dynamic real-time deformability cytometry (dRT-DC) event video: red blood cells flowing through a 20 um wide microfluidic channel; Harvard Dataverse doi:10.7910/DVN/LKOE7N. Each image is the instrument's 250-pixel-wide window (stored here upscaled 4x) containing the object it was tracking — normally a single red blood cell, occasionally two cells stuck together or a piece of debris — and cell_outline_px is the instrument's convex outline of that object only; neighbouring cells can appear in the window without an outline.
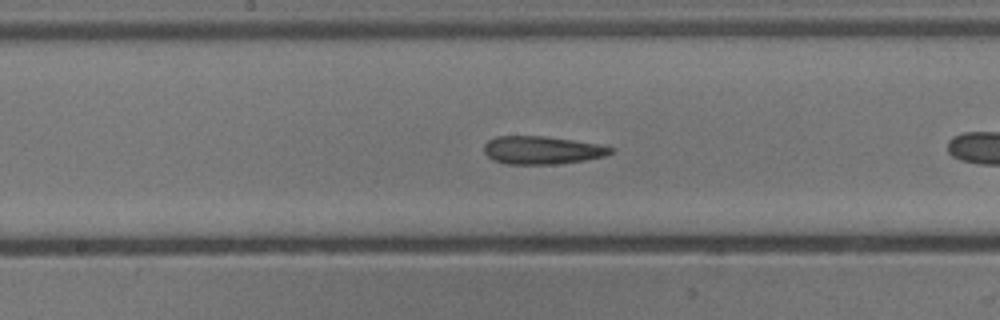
{"species": "common noctule bat (a hibernating species)", "species_latin": "Nyctalus noctula", "temperature_condition": "cold", "stored_images_in_passage": 26, "camera_frame_rate_fps": 3000, "um_per_image_px": 0.085, "animal": {"sex": "male", "body_mass_g": 13.3}, "frame": {"image": 1, "passage_image": 12, "time_ms": 3.667, "image_size_px": [1000, 320], "cell_outline_px": [[616, 148], [612, 152], [604, 156], [584, 160], [556, 164], [504, 164], [492, 160], [484, 152], [484, 144], [488, 140], [496, 136], [544, 136], [600, 144]], "centroid_in_image_um": [46.05, 12.76], "position_along_channel_um": 202.1, "area_um2": 20.75}}
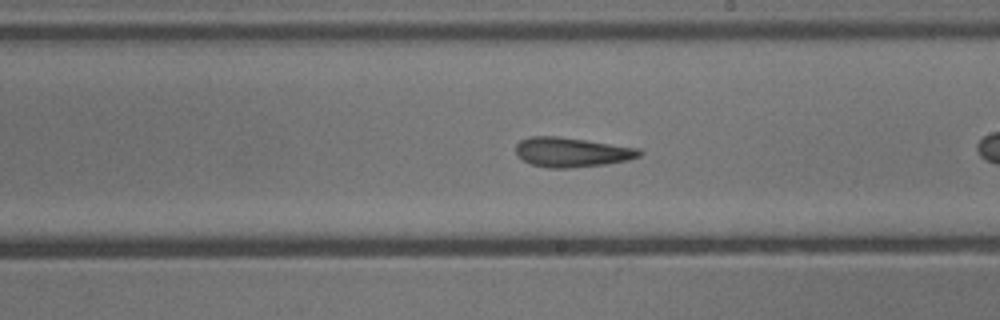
{"frame": {"image": 2, "passage_image": 15, "time_ms": 4.667, "image_size_px": [1000, 320], "cell_outline_px": [[644, 152], [640, 156], [628, 160], [604, 164], [568, 168], [548, 168], [532, 164], [516, 156], [516, 144], [520, 140], [528, 136], [556, 136], [640, 148]], "centroid_in_image_um": [48.59, 12.93], "position_along_channel_um": 240.4, "area_um2": 21.27}}
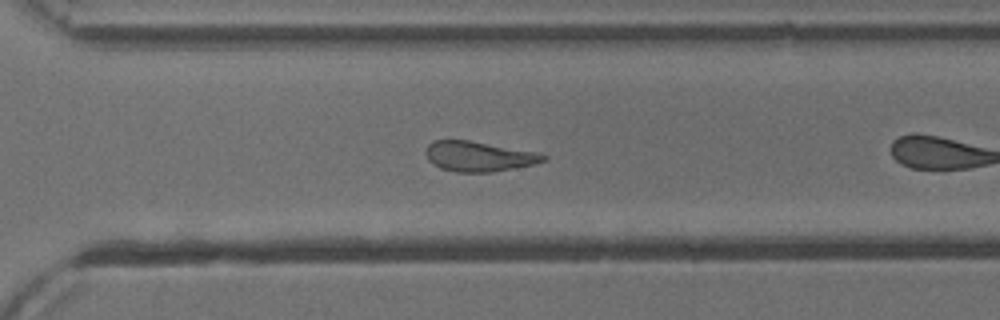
{"frame": {"image": 3, "passage_image": 22, "time_ms": 7.0, "image_size_px": [1000, 320], "cell_outline_px": [[548, 160], [536, 164], [492, 172], [456, 172], [440, 168], [432, 164], [428, 160], [428, 144], [432, 140], [468, 140], [536, 152], [548, 156]], "centroid_in_image_um": [40.73, 13.3], "position_along_channel_um": 329.9, "area_um2": 20.52}}